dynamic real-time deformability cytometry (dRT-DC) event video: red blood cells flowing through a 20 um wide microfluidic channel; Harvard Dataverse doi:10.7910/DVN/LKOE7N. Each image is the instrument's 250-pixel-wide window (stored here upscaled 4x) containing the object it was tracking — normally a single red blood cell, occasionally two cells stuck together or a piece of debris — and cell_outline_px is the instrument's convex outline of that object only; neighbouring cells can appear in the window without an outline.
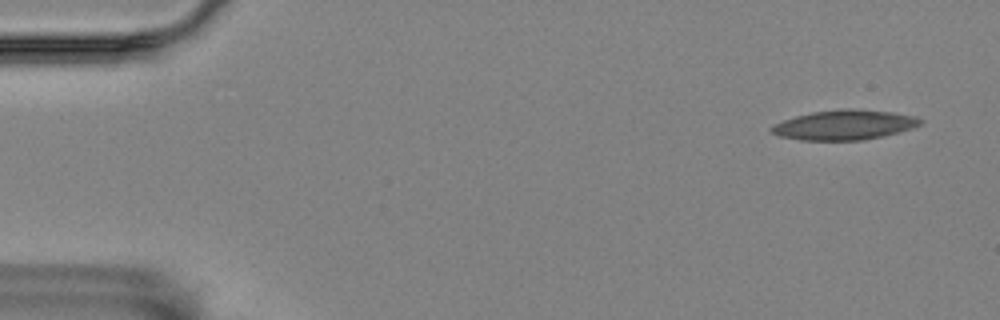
{"species": "Egyptian fruit bat (a non-hibernating species)", "species_latin": "Rousettus aegyptiacus", "temperature_condition": "room temperature", "stored_images_in_passage": 56, "camera_frame_rate_fps": 3000, "um_per_image_px": 0.085, "animal": {"sex": "female"}, "frame": {"image": 1, "passage_image": 3, "time_ms": 0.667, "image_size_px": [1000, 320], "cell_outline_px": [[924, 120], [920, 124], [912, 128], [900, 132], [884, 136], [864, 140], [800, 140], [780, 136], [772, 132], [768, 128], [772, 124], [796, 116], [812, 112], [840, 108], [852, 108], [892, 112], [916, 116]], "centroid_in_image_um": [71.78, 10.61], "position_along_channel_um": 13.2, "area_um2": 26.07}}
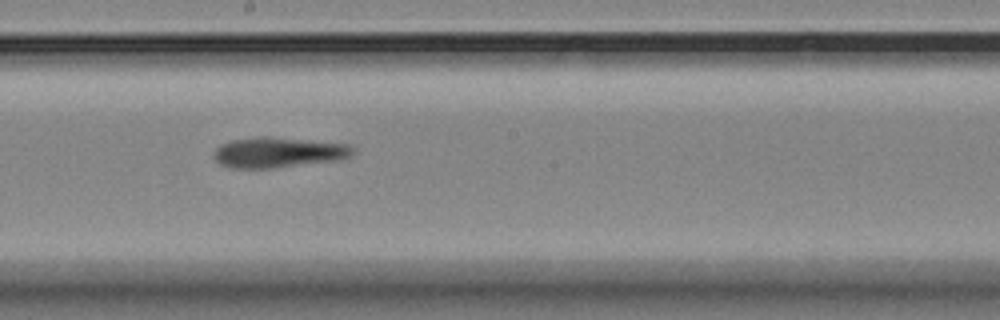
{"frame": {"image": 2, "passage_image": 31, "time_ms": 10.0, "image_size_px": [1000, 320], "cell_outline_px": [[356, 148], [348, 156], [340, 160], [272, 168], [228, 168], [220, 164], [212, 156], [216, 148], [220, 144], [232, 140], [260, 136], [264, 136], [352, 144]], "centroid_in_image_um": [23.65, 12.95], "position_along_channel_um": 224.6, "area_um2": 24.74}}
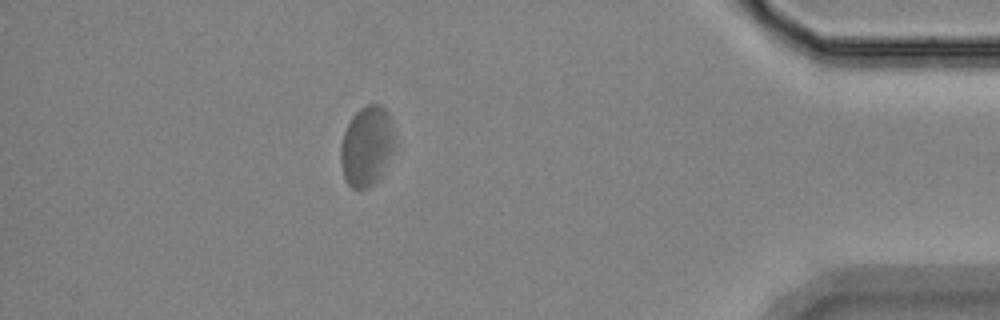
{"frame": {"image": 3, "passage_image": 50, "time_ms": 16.333, "image_size_px": [1000, 320], "cell_outline_px": [[392, 152], [380, 176], [368, 188], [352, 188], [348, 184], [344, 176], [340, 164], [340, 148], [344, 132], [352, 116], [360, 108], [368, 104], [380, 104], [388, 112], [392, 128]], "centroid_in_image_um": [31.13, 12.41], "position_along_channel_um": 404.1, "area_um2": 24.68}, "authors_computed_cell_mechanics": {"area_um2": 25.0274, "velocity_mm_per_s": 3.4882, "shape_relaxation_time_tau1_ms": null, "shape_relaxation_time_tau2_ms": 6.2112, "deformation_change_tau1": null, "deformation_change_tau2": 0.1572}}